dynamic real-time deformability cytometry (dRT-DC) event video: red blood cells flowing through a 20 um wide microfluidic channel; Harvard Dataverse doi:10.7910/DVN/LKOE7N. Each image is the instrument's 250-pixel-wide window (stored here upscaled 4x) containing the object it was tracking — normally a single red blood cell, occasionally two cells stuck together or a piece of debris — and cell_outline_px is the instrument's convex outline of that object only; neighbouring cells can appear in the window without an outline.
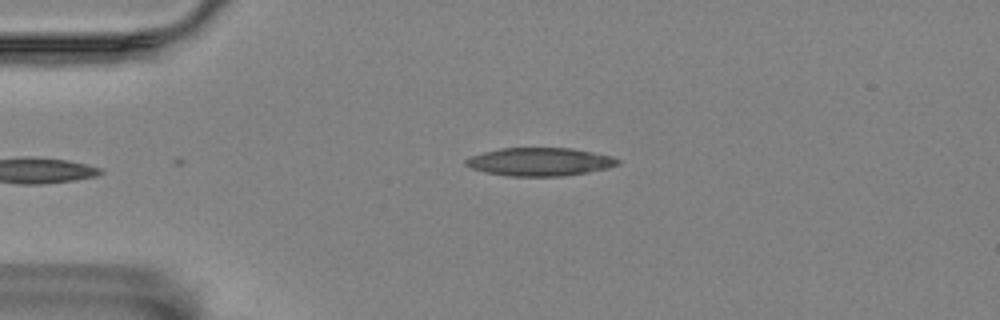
{"species": "Egyptian fruit bat (a non-hibernating species)", "species_latin": "Rousettus aegyptiacus", "temperature_condition": "room temperature", "stored_images_in_passage": 5, "camera_frame_rate_fps": 3000, "um_per_image_px": 0.085, "animal": {"sex": "female"}, "frame": {"image": 1, "passage_image": 5, "time_ms": 4.667, "image_size_px": [1000, 320], "cell_outline_px": [[620, 164], [608, 168], [588, 172], [564, 176], [504, 176], [484, 172], [472, 168], [464, 164], [464, 160], [472, 156], [484, 152], [500, 148], [572, 148], [612, 156], [620, 160]], "centroid_in_image_um": [45.89, 13.76], "position_along_channel_um": 39.1, "area_um2": 25.03}}